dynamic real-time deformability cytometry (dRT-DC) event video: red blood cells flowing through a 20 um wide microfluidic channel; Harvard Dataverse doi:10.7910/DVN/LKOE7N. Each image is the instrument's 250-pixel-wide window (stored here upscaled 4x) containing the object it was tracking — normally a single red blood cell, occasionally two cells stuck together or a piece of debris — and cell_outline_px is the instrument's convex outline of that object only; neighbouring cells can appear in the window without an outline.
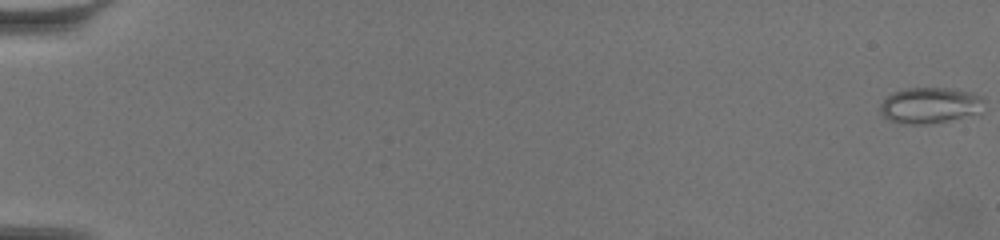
{"species": "common noctule bat (a hibernating species)", "species_latin": "Nyctalus noctula", "temperature_condition": "warm", "stored_images_in_passage": 63, "camera_frame_rate_fps": 3000, "um_per_image_px": 0.085, "animal": {"sex": "female", "body_mass_g": 19.5, "forearm_length_mm": 54.1}, "frame": {"image": 1, "passage_image": 1, "time_ms": 0.0, "image_size_px": [1000, 240], "cell_outline_px": [[984, 100], [980, 116], [924, 124], [904, 124], [888, 120], [880, 112], [880, 104], [888, 96], [896, 92], [908, 88], [944, 88], [972, 92], [984, 96]], "centroid_in_image_um": [79.13, 8.98], "position_along_channel_um": 5.9, "area_um2": 22.14}}
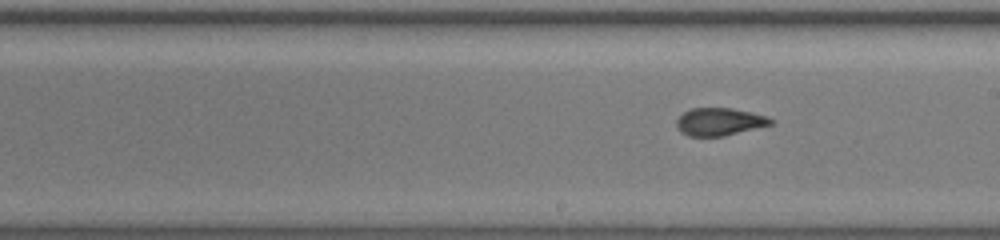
{"frame": {"image": 2, "passage_image": 38, "time_ms": 12.333, "image_size_px": [1000, 240], "cell_outline_px": [[772, 124], [724, 136], [688, 136], [680, 132], [676, 128], [676, 120], [684, 112], [692, 108], [732, 108], [752, 112], [764, 116], [772, 120]], "centroid_in_image_um": [61.1, 10.35], "position_along_channel_um": 227.9, "area_um2": 15.09}}
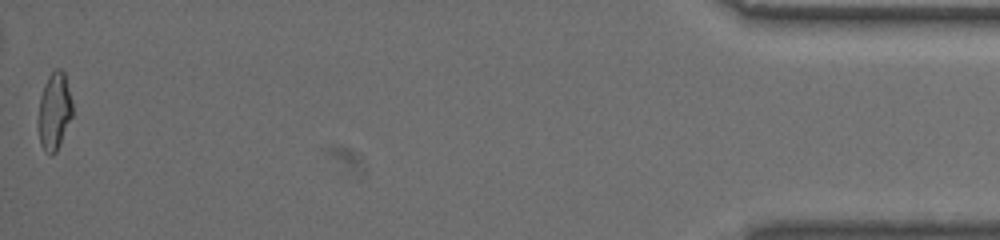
{"frame": {"image": 3, "passage_image": 63, "time_ms": 20.667, "image_size_px": [1000, 240], "cell_outline_px": [[72, 116], [60, 144], [56, 152], [52, 156], [44, 152], [40, 144], [40, 96], [44, 84], [48, 76], [56, 68], [60, 68], [64, 72], [72, 104]], "centroid_in_image_um": [4.63, 9.46], "position_along_channel_um": 430.6, "area_um2": 15.03}, "authors_computed_cell_mechanics": {"area_um2": 15.5482, "velocity_mm_per_s": 3.4634, "shape_relaxation_time_tau1_ms": 7.7527, "shape_relaxation_time_tau2_ms": 1.215, "deformation_change_tau1": 0.189, "deformation_change_tau2": 0.0573}}